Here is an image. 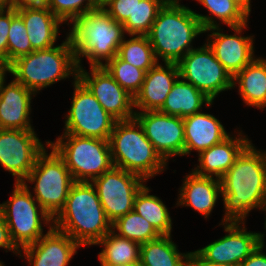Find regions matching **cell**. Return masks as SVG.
Instances as JSON below:
<instances>
[{"instance_id":"6da1fadb","label":"cell","mask_w":266,"mask_h":266,"mask_svg":"<svg viewBox=\"0 0 266 266\" xmlns=\"http://www.w3.org/2000/svg\"><path fill=\"white\" fill-rule=\"evenodd\" d=\"M225 214L221 224L244 222L266 200V151L250 143L220 178Z\"/></svg>"},{"instance_id":"7a4b0ae2","label":"cell","mask_w":266,"mask_h":266,"mask_svg":"<svg viewBox=\"0 0 266 266\" xmlns=\"http://www.w3.org/2000/svg\"><path fill=\"white\" fill-rule=\"evenodd\" d=\"M53 227L85 247L96 245L112 230V223L92 183L74 182L64 208L53 219Z\"/></svg>"},{"instance_id":"3957f363","label":"cell","mask_w":266,"mask_h":266,"mask_svg":"<svg viewBox=\"0 0 266 266\" xmlns=\"http://www.w3.org/2000/svg\"><path fill=\"white\" fill-rule=\"evenodd\" d=\"M179 1L165 2L147 35L158 62L162 58L164 63H178L194 49V38L205 33L194 11Z\"/></svg>"},{"instance_id":"277c9868","label":"cell","mask_w":266,"mask_h":266,"mask_svg":"<svg viewBox=\"0 0 266 266\" xmlns=\"http://www.w3.org/2000/svg\"><path fill=\"white\" fill-rule=\"evenodd\" d=\"M67 36L75 53V61L81 68L82 57L90 66H103L113 59L122 43L125 32L123 24L116 22L104 8H97L77 17Z\"/></svg>"},{"instance_id":"5b68a950","label":"cell","mask_w":266,"mask_h":266,"mask_svg":"<svg viewBox=\"0 0 266 266\" xmlns=\"http://www.w3.org/2000/svg\"><path fill=\"white\" fill-rule=\"evenodd\" d=\"M7 72L35 94L50 85L72 76L77 79L78 65L71 41L67 36L61 45L34 50L13 61Z\"/></svg>"},{"instance_id":"8992f818","label":"cell","mask_w":266,"mask_h":266,"mask_svg":"<svg viewBox=\"0 0 266 266\" xmlns=\"http://www.w3.org/2000/svg\"><path fill=\"white\" fill-rule=\"evenodd\" d=\"M109 143L115 167L137 174L146 181L166 169L167 162L147 139L135 117L117 121Z\"/></svg>"},{"instance_id":"52a82bcc","label":"cell","mask_w":266,"mask_h":266,"mask_svg":"<svg viewBox=\"0 0 266 266\" xmlns=\"http://www.w3.org/2000/svg\"><path fill=\"white\" fill-rule=\"evenodd\" d=\"M48 145L63 159L74 182H91L113 167L109 140L63 133Z\"/></svg>"},{"instance_id":"ba28073f","label":"cell","mask_w":266,"mask_h":266,"mask_svg":"<svg viewBox=\"0 0 266 266\" xmlns=\"http://www.w3.org/2000/svg\"><path fill=\"white\" fill-rule=\"evenodd\" d=\"M10 199L0 204L13 244L20 251L36 243L43 235V225L53 227V218L40 206L27 183H15ZM43 221V223H42Z\"/></svg>"},{"instance_id":"9c48e42d","label":"cell","mask_w":266,"mask_h":266,"mask_svg":"<svg viewBox=\"0 0 266 266\" xmlns=\"http://www.w3.org/2000/svg\"><path fill=\"white\" fill-rule=\"evenodd\" d=\"M36 158L33 169L23 183L35 184L32 192L40 206L54 219L64 208L74 180L63 159L48 145Z\"/></svg>"},{"instance_id":"30bf717a","label":"cell","mask_w":266,"mask_h":266,"mask_svg":"<svg viewBox=\"0 0 266 266\" xmlns=\"http://www.w3.org/2000/svg\"><path fill=\"white\" fill-rule=\"evenodd\" d=\"M73 80L72 104L65 118L64 133L109 140L117 120L78 78Z\"/></svg>"},{"instance_id":"8fae6325","label":"cell","mask_w":266,"mask_h":266,"mask_svg":"<svg viewBox=\"0 0 266 266\" xmlns=\"http://www.w3.org/2000/svg\"><path fill=\"white\" fill-rule=\"evenodd\" d=\"M179 77L202 91L213 102L219 93L233 88V77L205 43L189 51L178 63Z\"/></svg>"},{"instance_id":"7c38bea8","label":"cell","mask_w":266,"mask_h":266,"mask_svg":"<svg viewBox=\"0 0 266 266\" xmlns=\"http://www.w3.org/2000/svg\"><path fill=\"white\" fill-rule=\"evenodd\" d=\"M144 182L139 175L115 166L91 181L111 223L134 210L135 197Z\"/></svg>"},{"instance_id":"4fadbf2b","label":"cell","mask_w":266,"mask_h":266,"mask_svg":"<svg viewBox=\"0 0 266 266\" xmlns=\"http://www.w3.org/2000/svg\"><path fill=\"white\" fill-rule=\"evenodd\" d=\"M34 130L0 129V166L23 183L45 149Z\"/></svg>"},{"instance_id":"5bb4252c","label":"cell","mask_w":266,"mask_h":266,"mask_svg":"<svg viewBox=\"0 0 266 266\" xmlns=\"http://www.w3.org/2000/svg\"><path fill=\"white\" fill-rule=\"evenodd\" d=\"M77 78L117 121L134 118V97L124 90L103 66H90V73L83 67L78 68Z\"/></svg>"},{"instance_id":"9a60e30c","label":"cell","mask_w":266,"mask_h":266,"mask_svg":"<svg viewBox=\"0 0 266 266\" xmlns=\"http://www.w3.org/2000/svg\"><path fill=\"white\" fill-rule=\"evenodd\" d=\"M244 222L223 223L228 234L195 252L216 264H241L260 244V233L247 232Z\"/></svg>"},{"instance_id":"2e32d148","label":"cell","mask_w":266,"mask_h":266,"mask_svg":"<svg viewBox=\"0 0 266 266\" xmlns=\"http://www.w3.org/2000/svg\"><path fill=\"white\" fill-rule=\"evenodd\" d=\"M143 127L145 136L168 163L174 156H184V122L182 117L160 111H135L134 116Z\"/></svg>"},{"instance_id":"e0dca14e","label":"cell","mask_w":266,"mask_h":266,"mask_svg":"<svg viewBox=\"0 0 266 266\" xmlns=\"http://www.w3.org/2000/svg\"><path fill=\"white\" fill-rule=\"evenodd\" d=\"M247 26L248 24L245 23L240 26L230 27L235 32L233 35L222 33L221 30L223 29H220V26L204 30V32L210 31V33L212 31L208 35L206 43L213 50L217 60L232 77L256 58L254 55L253 36L241 35L242 30Z\"/></svg>"},{"instance_id":"ac0fdd59","label":"cell","mask_w":266,"mask_h":266,"mask_svg":"<svg viewBox=\"0 0 266 266\" xmlns=\"http://www.w3.org/2000/svg\"><path fill=\"white\" fill-rule=\"evenodd\" d=\"M48 228L36 243L20 249L19 256H24L30 266H68L81 246L68 234L54 227Z\"/></svg>"},{"instance_id":"d6986e66","label":"cell","mask_w":266,"mask_h":266,"mask_svg":"<svg viewBox=\"0 0 266 266\" xmlns=\"http://www.w3.org/2000/svg\"><path fill=\"white\" fill-rule=\"evenodd\" d=\"M0 80V129L34 130L31 125V100L36 94L13 79Z\"/></svg>"},{"instance_id":"ffe728a7","label":"cell","mask_w":266,"mask_h":266,"mask_svg":"<svg viewBox=\"0 0 266 266\" xmlns=\"http://www.w3.org/2000/svg\"><path fill=\"white\" fill-rule=\"evenodd\" d=\"M159 62L150 68L144 78L141 89L134 97V109L143 111H159L165 103L166 97L173 84L179 78L177 63Z\"/></svg>"},{"instance_id":"44dd1931","label":"cell","mask_w":266,"mask_h":266,"mask_svg":"<svg viewBox=\"0 0 266 266\" xmlns=\"http://www.w3.org/2000/svg\"><path fill=\"white\" fill-rule=\"evenodd\" d=\"M238 136H228L221 143L213 145L198 155L199 166L192 171L200 176L220 179L234 164L236 158L251 143L240 131Z\"/></svg>"},{"instance_id":"7402d4cb","label":"cell","mask_w":266,"mask_h":266,"mask_svg":"<svg viewBox=\"0 0 266 266\" xmlns=\"http://www.w3.org/2000/svg\"><path fill=\"white\" fill-rule=\"evenodd\" d=\"M184 156L195 150L198 155L213 145L221 143L229 135L219 119L209 113L198 112L183 118Z\"/></svg>"},{"instance_id":"603a6c76","label":"cell","mask_w":266,"mask_h":266,"mask_svg":"<svg viewBox=\"0 0 266 266\" xmlns=\"http://www.w3.org/2000/svg\"><path fill=\"white\" fill-rule=\"evenodd\" d=\"M177 206H189L208 218L214 209L218 197L222 196L220 179L206 177L190 171L179 189Z\"/></svg>"},{"instance_id":"cb8c5ba5","label":"cell","mask_w":266,"mask_h":266,"mask_svg":"<svg viewBox=\"0 0 266 266\" xmlns=\"http://www.w3.org/2000/svg\"><path fill=\"white\" fill-rule=\"evenodd\" d=\"M16 12L23 19L33 50L54 46L62 22L49 8H24Z\"/></svg>"},{"instance_id":"d4e9b609","label":"cell","mask_w":266,"mask_h":266,"mask_svg":"<svg viewBox=\"0 0 266 266\" xmlns=\"http://www.w3.org/2000/svg\"><path fill=\"white\" fill-rule=\"evenodd\" d=\"M238 84L241 99L248 106L266 107V59L258 57L233 77V89Z\"/></svg>"},{"instance_id":"484cf974","label":"cell","mask_w":266,"mask_h":266,"mask_svg":"<svg viewBox=\"0 0 266 266\" xmlns=\"http://www.w3.org/2000/svg\"><path fill=\"white\" fill-rule=\"evenodd\" d=\"M204 104L209 107L213 104V101L191 83L181 80L179 77L159 111L184 118L201 112Z\"/></svg>"},{"instance_id":"4316f807","label":"cell","mask_w":266,"mask_h":266,"mask_svg":"<svg viewBox=\"0 0 266 266\" xmlns=\"http://www.w3.org/2000/svg\"><path fill=\"white\" fill-rule=\"evenodd\" d=\"M190 254L179 252L171 235H161L140 245L139 262L141 266H188Z\"/></svg>"},{"instance_id":"83f0119b","label":"cell","mask_w":266,"mask_h":266,"mask_svg":"<svg viewBox=\"0 0 266 266\" xmlns=\"http://www.w3.org/2000/svg\"><path fill=\"white\" fill-rule=\"evenodd\" d=\"M150 189L144 185L134 200V210L144 217L160 235H171L172 219L163 201L150 195Z\"/></svg>"},{"instance_id":"f1b7e54d","label":"cell","mask_w":266,"mask_h":266,"mask_svg":"<svg viewBox=\"0 0 266 266\" xmlns=\"http://www.w3.org/2000/svg\"><path fill=\"white\" fill-rule=\"evenodd\" d=\"M96 245H103L99 252L101 266L139 262L140 244L110 231Z\"/></svg>"},{"instance_id":"f546056e","label":"cell","mask_w":266,"mask_h":266,"mask_svg":"<svg viewBox=\"0 0 266 266\" xmlns=\"http://www.w3.org/2000/svg\"><path fill=\"white\" fill-rule=\"evenodd\" d=\"M203 5L209 15L198 14L195 15L199 18L204 30L220 26L215 19L226 24L228 27L240 26L248 23L249 16L232 0H196ZM214 16V17H213Z\"/></svg>"},{"instance_id":"4dcf8cb0","label":"cell","mask_w":266,"mask_h":266,"mask_svg":"<svg viewBox=\"0 0 266 266\" xmlns=\"http://www.w3.org/2000/svg\"><path fill=\"white\" fill-rule=\"evenodd\" d=\"M124 37L117 52V56L131 65L147 72L157 63L148 36L131 35L129 40Z\"/></svg>"},{"instance_id":"1f68e13d","label":"cell","mask_w":266,"mask_h":266,"mask_svg":"<svg viewBox=\"0 0 266 266\" xmlns=\"http://www.w3.org/2000/svg\"><path fill=\"white\" fill-rule=\"evenodd\" d=\"M112 231L117 235L137 242L140 245L155 240L161 236L155 228L135 210L117 218L112 223Z\"/></svg>"},{"instance_id":"d6a6232c","label":"cell","mask_w":266,"mask_h":266,"mask_svg":"<svg viewBox=\"0 0 266 266\" xmlns=\"http://www.w3.org/2000/svg\"><path fill=\"white\" fill-rule=\"evenodd\" d=\"M167 0H135V9L132 17L124 23L125 34L147 36L157 13Z\"/></svg>"},{"instance_id":"836d02e7","label":"cell","mask_w":266,"mask_h":266,"mask_svg":"<svg viewBox=\"0 0 266 266\" xmlns=\"http://www.w3.org/2000/svg\"><path fill=\"white\" fill-rule=\"evenodd\" d=\"M103 67L133 97L141 89L146 74L144 70L121 60L117 55L104 63Z\"/></svg>"},{"instance_id":"e575fe53","label":"cell","mask_w":266,"mask_h":266,"mask_svg":"<svg viewBox=\"0 0 266 266\" xmlns=\"http://www.w3.org/2000/svg\"><path fill=\"white\" fill-rule=\"evenodd\" d=\"M33 51L23 19L17 14L15 8H11V25L7 41V67L17 58Z\"/></svg>"},{"instance_id":"d590c367","label":"cell","mask_w":266,"mask_h":266,"mask_svg":"<svg viewBox=\"0 0 266 266\" xmlns=\"http://www.w3.org/2000/svg\"><path fill=\"white\" fill-rule=\"evenodd\" d=\"M85 3V4H84ZM98 0H50L48 8L64 24H71L77 17L99 8Z\"/></svg>"},{"instance_id":"8d00e7d4","label":"cell","mask_w":266,"mask_h":266,"mask_svg":"<svg viewBox=\"0 0 266 266\" xmlns=\"http://www.w3.org/2000/svg\"><path fill=\"white\" fill-rule=\"evenodd\" d=\"M103 8L116 22L123 24L132 17L135 0H110Z\"/></svg>"},{"instance_id":"74e56055","label":"cell","mask_w":266,"mask_h":266,"mask_svg":"<svg viewBox=\"0 0 266 266\" xmlns=\"http://www.w3.org/2000/svg\"><path fill=\"white\" fill-rule=\"evenodd\" d=\"M11 25V8H0V61L7 66V41Z\"/></svg>"},{"instance_id":"f35d334b","label":"cell","mask_w":266,"mask_h":266,"mask_svg":"<svg viewBox=\"0 0 266 266\" xmlns=\"http://www.w3.org/2000/svg\"><path fill=\"white\" fill-rule=\"evenodd\" d=\"M264 235L260 232L261 244L240 264L241 266H266V254L262 252L265 248Z\"/></svg>"},{"instance_id":"ab89813d","label":"cell","mask_w":266,"mask_h":266,"mask_svg":"<svg viewBox=\"0 0 266 266\" xmlns=\"http://www.w3.org/2000/svg\"><path fill=\"white\" fill-rule=\"evenodd\" d=\"M0 248L7 249L8 251H12L14 254H20V251L13 244L9 229L6 225L2 212L0 210Z\"/></svg>"},{"instance_id":"60d3db41","label":"cell","mask_w":266,"mask_h":266,"mask_svg":"<svg viewBox=\"0 0 266 266\" xmlns=\"http://www.w3.org/2000/svg\"><path fill=\"white\" fill-rule=\"evenodd\" d=\"M50 0H14L13 8H48Z\"/></svg>"},{"instance_id":"b9f144b4","label":"cell","mask_w":266,"mask_h":266,"mask_svg":"<svg viewBox=\"0 0 266 266\" xmlns=\"http://www.w3.org/2000/svg\"><path fill=\"white\" fill-rule=\"evenodd\" d=\"M188 266H241L240 264H216L204 261L195 251L191 252Z\"/></svg>"},{"instance_id":"7bdbcfd3","label":"cell","mask_w":266,"mask_h":266,"mask_svg":"<svg viewBox=\"0 0 266 266\" xmlns=\"http://www.w3.org/2000/svg\"><path fill=\"white\" fill-rule=\"evenodd\" d=\"M236 3L248 16L251 12V0H232Z\"/></svg>"},{"instance_id":"ee69618b","label":"cell","mask_w":266,"mask_h":266,"mask_svg":"<svg viewBox=\"0 0 266 266\" xmlns=\"http://www.w3.org/2000/svg\"><path fill=\"white\" fill-rule=\"evenodd\" d=\"M14 0H0V8H13Z\"/></svg>"},{"instance_id":"f6af8a7d","label":"cell","mask_w":266,"mask_h":266,"mask_svg":"<svg viewBox=\"0 0 266 266\" xmlns=\"http://www.w3.org/2000/svg\"><path fill=\"white\" fill-rule=\"evenodd\" d=\"M7 73V66L0 61V80L6 75Z\"/></svg>"},{"instance_id":"bcb514c9","label":"cell","mask_w":266,"mask_h":266,"mask_svg":"<svg viewBox=\"0 0 266 266\" xmlns=\"http://www.w3.org/2000/svg\"><path fill=\"white\" fill-rule=\"evenodd\" d=\"M108 266H141L140 262L125 263L119 265H108Z\"/></svg>"},{"instance_id":"7dc6e473","label":"cell","mask_w":266,"mask_h":266,"mask_svg":"<svg viewBox=\"0 0 266 266\" xmlns=\"http://www.w3.org/2000/svg\"><path fill=\"white\" fill-rule=\"evenodd\" d=\"M110 0H98L100 8H103Z\"/></svg>"},{"instance_id":"c3c4849f","label":"cell","mask_w":266,"mask_h":266,"mask_svg":"<svg viewBox=\"0 0 266 266\" xmlns=\"http://www.w3.org/2000/svg\"><path fill=\"white\" fill-rule=\"evenodd\" d=\"M262 211H266V200L264 202V204L262 205V208H261ZM266 215V214H265ZM265 230H266V218H265Z\"/></svg>"},{"instance_id":"681fc988","label":"cell","mask_w":266,"mask_h":266,"mask_svg":"<svg viewBox=\"0 0 266 266\" xmlns=\"http://www.w3.org/2000/svg\"><path fill=\"white\" fill-rule=\"evenodd\" d=\"M0 266H5V265L3 264V262L0 261Z\"/></svg>"}]
</instances>
